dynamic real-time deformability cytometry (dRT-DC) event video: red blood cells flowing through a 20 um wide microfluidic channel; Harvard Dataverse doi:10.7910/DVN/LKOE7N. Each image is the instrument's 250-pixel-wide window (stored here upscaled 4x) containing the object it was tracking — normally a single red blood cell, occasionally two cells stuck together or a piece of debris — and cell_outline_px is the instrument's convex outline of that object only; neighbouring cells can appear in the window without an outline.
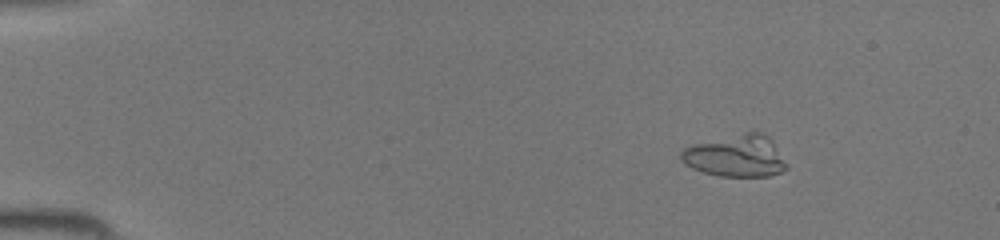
{"species": "common noctule bat (a hibernating species)", "species_latin": "Nyctalus noctula", "temperature_condition": "room temperature", "stored_images_in_passage": 46, "camera_frame_rate_fps": 3000, "um_per_image_px": 0.085, "animal": {"sex": "female", "body_mass_g": 19.5, "forearm_length_mm": 54.1}, "frame": {"image": 1, "passage_image": 7, "time_ms": 2.0, "image_size_px": [1000, 240], "cell_outline_px": [[788, 168], [780, 172], [768, 176], [720, 176], [704, 172], [692, 168], [684, 164], [680, 160], [680, 152], [684, 148], [692, 144], [748, 132], [760, 132], [768, 136], [772, 140], [788, 164]], "centroid_in_image_um": [62.55, 13.26], "position_along_channel_um": 22.4, "area_um2": 25.72}}
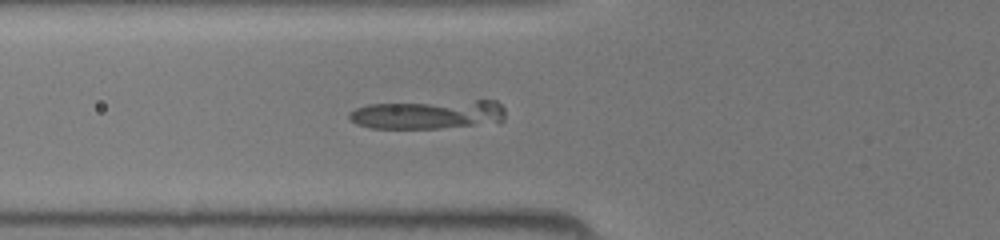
{"frame": {"image": 2, "passage_image": 18, "time_ms": 5.667, "image_size_px": [1000, 240], "cell_outline_px": [[504, 120], [500, 124], [440, 128], [368, 128], [356, 124], [348, 116], [348, 112], [356, 108], [368, 104], [476, 100], [496, 100], [504, 108]], "centroid_in_image_um": [36.46, 9.73], "position_along_channel_um": 89.3, "area_um2": 26.99}}
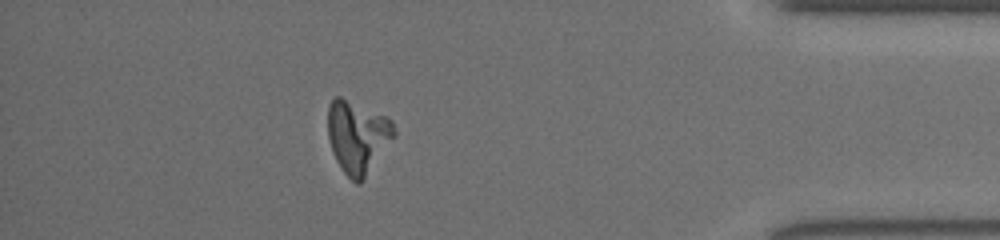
{"frame": {"image": 3, "passage_image": 41, "time_ms": 13.333, "image_size_px": [1000, 240], "cell_outline_px": [[396, 136], [364, 180], [360, 184], [356, 184], [344, 172], [336, 160], [332, 152], [328, 136], [328, 104], [336, 96], [340, 96], [384, 116], [392, 120], [396, 132]], "centroid_in_image_um": [30.4, 11.65], "position_along_channel_um": 404.8, "area_um2": 28.09}}